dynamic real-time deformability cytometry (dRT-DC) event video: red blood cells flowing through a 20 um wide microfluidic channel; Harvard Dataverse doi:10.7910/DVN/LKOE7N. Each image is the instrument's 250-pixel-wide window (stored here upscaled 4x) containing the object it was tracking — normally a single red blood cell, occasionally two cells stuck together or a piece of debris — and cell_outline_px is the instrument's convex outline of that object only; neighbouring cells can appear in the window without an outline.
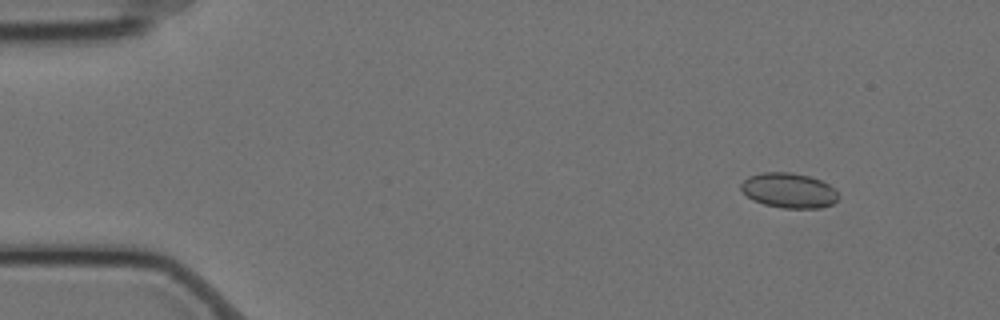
{"species": "Egyptian fruit bat (a non-hibernating species)", "species_latin": "Rousettus aegyptiacus", "temperature_condition": "cold", "stored_images_in_passage": 6, "segment_of_instrument_passage": [1, 2], "camera_frame_rate_fps": 3000, "um_per_image_px": 0.085, "animal": {"sex": "female"}, "frame": {"image": 1, "passage_image": 2, "time_ms": 0.333, "image_size_px": [1000, 320], "cell_outline_px": [[840, 196], [832, 204], [820, 208], [784, 208], [764, 204], [752, 200], [740, 188], [740, 184], [748, 176], [760, 172], [792, 172], [808, 176], [820, 180], [836, 188]], "centroid_in_image_um": [67.06, 16.18], "position_along_channel_um": 17.9, "area_um2": 20.0}}